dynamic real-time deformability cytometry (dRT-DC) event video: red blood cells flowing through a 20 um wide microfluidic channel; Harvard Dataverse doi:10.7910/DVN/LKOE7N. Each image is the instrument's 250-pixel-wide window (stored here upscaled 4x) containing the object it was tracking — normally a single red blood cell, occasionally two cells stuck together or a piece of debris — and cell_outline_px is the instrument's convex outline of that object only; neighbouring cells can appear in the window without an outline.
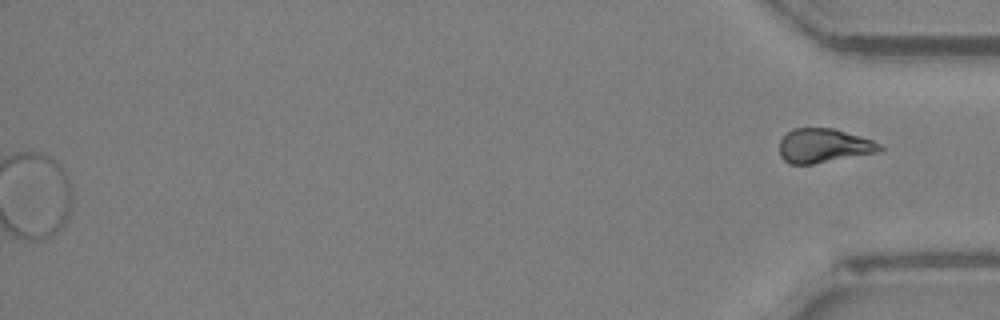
{"species": "Egyptian fruit bat (a non-hibernating species)", "species_latin": "Rousettus aegyptiacus", "temperature_condition": "room temperature", "stored_images_in_passage": 46, "segment_of_instrument_passage": [2, 2], "camera_frame_rate_fps": 3000, "um_per_image_px": 0.085, "animal": {"sex": "female"}, "frame": {"image": 1, "passage_image": 46, "time_ms": 15.0, "image_size_px": [1000, 320], "cell_outline_px": [[884, 148], [880, 152], [812, 164], [788, 164], [780, 156], [780, 140], [792, 128], [832, 128], [860, 136], [872, 140], [880, 144]], "centroid_in_image_um": [70.02, 12.39], "position_along_channel_um": 365.2, "area_um2": 19.94}}